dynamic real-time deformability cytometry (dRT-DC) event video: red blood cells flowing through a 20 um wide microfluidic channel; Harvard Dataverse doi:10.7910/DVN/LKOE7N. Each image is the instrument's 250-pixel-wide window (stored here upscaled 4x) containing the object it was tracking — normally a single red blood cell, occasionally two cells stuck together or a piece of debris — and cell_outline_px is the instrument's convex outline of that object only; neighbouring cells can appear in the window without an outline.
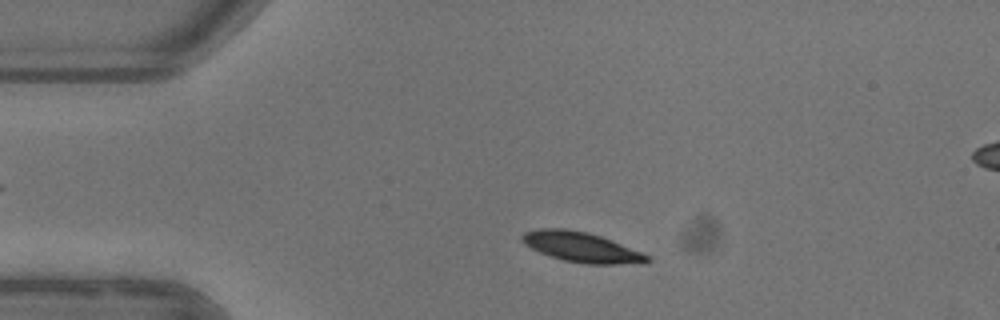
{"species": "common noctule bat (a hibernating species)", "species_latin": "Nyctalus noctula", "temperature_condition": "warm", "stored_images_in_passage": 13, "camera_frame_rate_fps": 3000, "um_per_image_px": 0.085, "animal": {"sex": "female"}, "frame": {"image": 1, "passage_image": 7, "time_ms": 2.0, "image_size_px": [1000, 320], "cell_outline_px": [[652, 260], [644, 264], [584, 264], [564, 260], [540, 252], [524, 244], [520, 240], [520, 236], [524, 232], [540, 228], [564, 228], [588, 232], [600, 236], [640, 252], [648, 256]], "centroid_in_image_um": [49.4, 21.01], "position_along_channel_um": 35.6, "area_um2": 21.79}}